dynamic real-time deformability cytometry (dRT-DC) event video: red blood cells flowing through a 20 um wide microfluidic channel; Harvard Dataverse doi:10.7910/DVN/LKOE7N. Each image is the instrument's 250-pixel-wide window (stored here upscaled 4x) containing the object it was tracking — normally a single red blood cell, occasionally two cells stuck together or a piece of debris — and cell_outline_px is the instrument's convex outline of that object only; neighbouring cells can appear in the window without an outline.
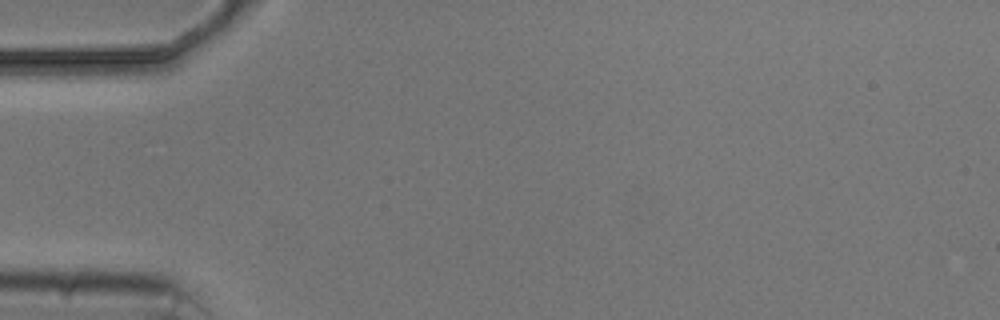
{"species": "common noctule bat (a hibernating species)", "species_latin": "Nyctalus noctula", "temperature_condition": "cold", "stored_images_in_passage": 2, "camera_frame_rate_fps": 3000, "um_per_image_px": 0.085, "animal": {"sex": "male", "body_mass_g": 20.5, "forearm_length_mm": 52.5}, "frame": {"image": 1, "passage_image": 1, "time_ms": 0.0, "image_size_px": [1000, 320], "cell_outline_px": [[160, 56], [156, 60], [120, 80], [64, 80], [64, 76], [72, 64], [76, 60], [88, 52], [152, 52]], "centroid_in_image_um": [9.23, 5.56], "position_along_channel_um": 75.8, "area_um2": 14.39}}